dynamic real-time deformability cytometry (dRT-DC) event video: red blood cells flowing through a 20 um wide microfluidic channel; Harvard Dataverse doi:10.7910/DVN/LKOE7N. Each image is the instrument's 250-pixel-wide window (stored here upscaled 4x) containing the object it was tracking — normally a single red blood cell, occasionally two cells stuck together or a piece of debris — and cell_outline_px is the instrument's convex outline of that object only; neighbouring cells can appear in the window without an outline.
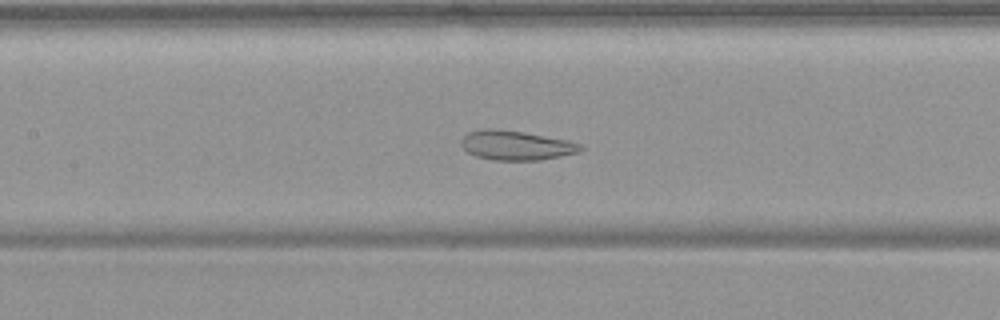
{"species": "common noctule bat (a hibernating species)", "species_latin": "Nyctalus noctula", "temperature_condition": "warm", "stored_images_in_passage": 54, "camera_frame_rate_fps": 3000, "um_per_image_px": 0.085, "animal": {"sex": "female", "body_mass_g": 19.9}, "frame": {"image": 1, "passage_image": 25, "time_ms": 8.0, "image_size_px": [1000, 320], "cell_outline_px": [[584, 148], [580, 152], [540, 160], [492, 160], [476, 156], [468, 152], [460, 144], [460, 140], [468, 132], [484, 128], [492, 128], [524, 132], [568, 140], [580, 144]], "centroid_in_image_um": [43.86, 12.35], "position_along_channel_um": 163.5, "area_um2": 20.52}}
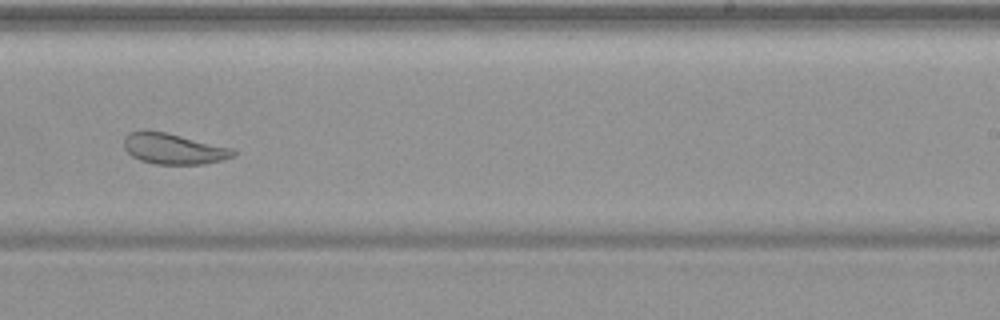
{"frame": {"image": 2, "passage_image": 34, "time_ms": 11.0, "image_size_px": [1000, 320], "cell_outline_px": [[236, 156], [224, 160], [204, 164], [156, 164], [140, 160], [132, 156], [124, 148], [124, 136], [128, 132], [140, 128], [144, 128], [164, 132], [236, 148]], "centroid_in_image_um": [14.76, 12.62], "position_along_channel_um": 274.2, "area_um2": 20.17}}
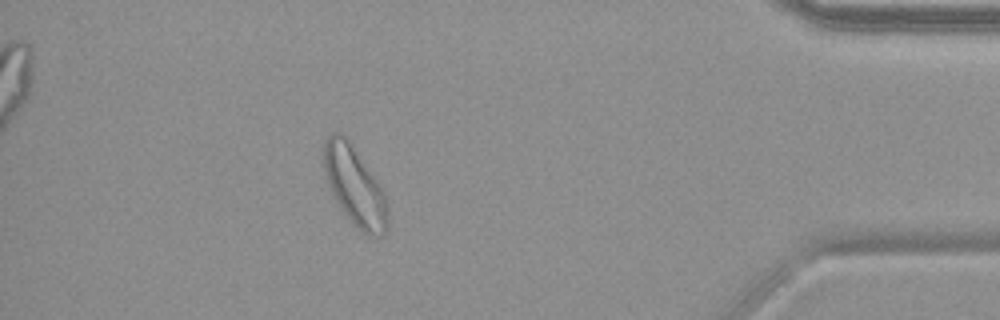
{"frame": {"image": 3, "passage_image": 48, "time_ms": 15.667, "image_size_px": [1000, 320], "cell_outline_px": [[388, 228], [384, 236], [368, 236], [356, 228], [340, 208], [324, 180], [320, 156], [324, 140], [332, 132], [340, 132], [348, 136], [384, 192], [388, 208]], "centroid_in_image_um": [30.09, 15.77], "position_along_channel_um": 405.1, "area_um2": 30.63}, "authors_computed_cell_mechanics": {"area_um2": 27.5995, "velocity_mm_per_s": 3.7179, "shape_relaxation_time_tau1_ms": null, "shape_relaxation_time_tau2_ms": 1.773, "deformation_change_tau1": null, "deformation_change_tau2": 0.091}}